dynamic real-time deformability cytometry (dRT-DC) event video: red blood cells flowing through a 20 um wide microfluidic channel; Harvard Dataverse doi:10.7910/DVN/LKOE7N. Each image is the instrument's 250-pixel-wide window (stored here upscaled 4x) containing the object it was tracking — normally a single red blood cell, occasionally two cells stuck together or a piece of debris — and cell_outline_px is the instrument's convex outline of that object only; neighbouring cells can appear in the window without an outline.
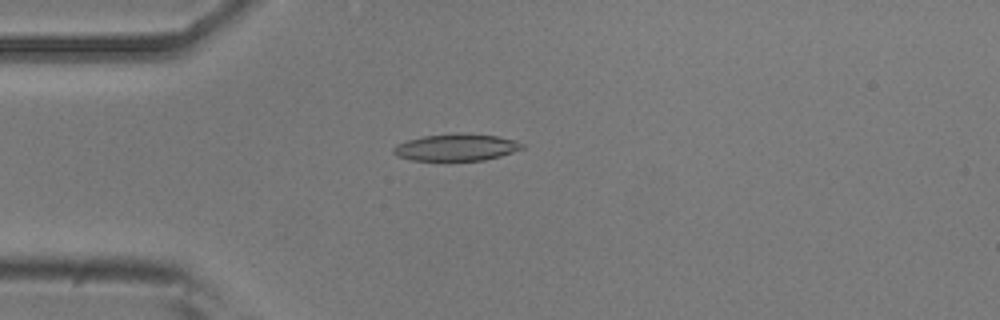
{"species": "common noctule bat (a hibernating species)", "species_latin": "Nyctalus noctula", "temperature_condition": "room temperature", "stored_images_in_passage": 42, "camera_frame_rate_fps": 3000, "um_per_image_px": 0.085, "animal": {"sex": "male", "body_mass_g": 20.5, "forearm_length_mm": 52.5}, "frame": {"image": 1, "passage_image": 4, "time_ms": 1.0, "image_size_px": [1000, 320], "cell_outline_px": [[524, 148], [500, 156], [484, 160], [412, 160], [396, 156], [392, 152], [392, 148], [396, 144], [408, 140], [424, 136], [456, 132], [460, 132], [496, 136], [512, 140], [524, 144]], "centroid_in_image_um": [38.74, 12.51], "position_along_channel_um": 46.3, "area_um2": 20.17}}
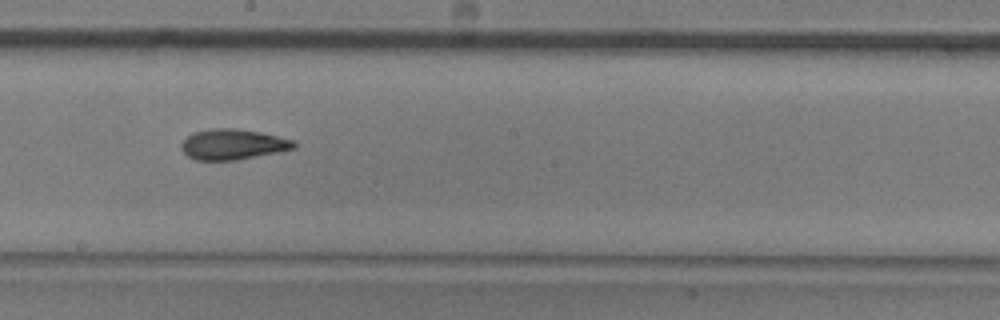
{"frame": {"image": 2, "passage_image": 19, "time_ms": 6.0, "image_size_px": [1000, 320], "cell_outline_px": [[296, 148], [236, 160], [196, 160], [188, 156], [180, 148], [180, 144], [192, 132], [212, 128], [232, 128], [260, 132], [292, 140], [296, 144]], "centroid_in_image_um": [19.74, 12.27], "position_along_channel_um": 228.5, "area_um2": 19.83}}
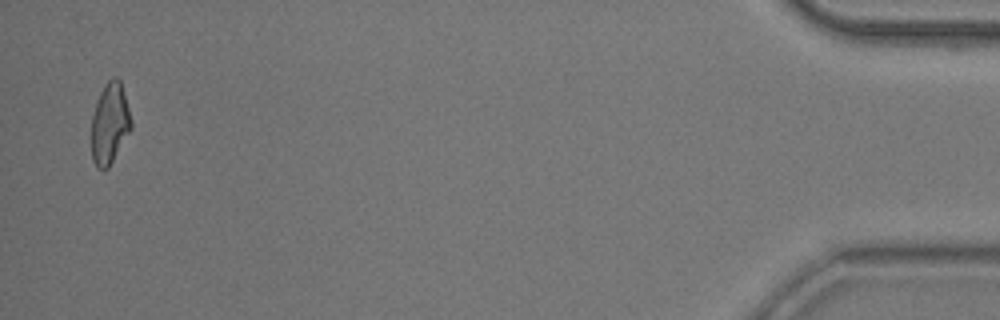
{"frame": {"image": 3, "passage_image": 41, "time_ms": 13.333, "image_size_px": [1000, 320], "cell_outline_px": [[132, 128], [108, 168], [96, 168], [92, 160], [92, 116], [100, 92], [104, 84], [112, 76], [116, 76], [120, 80], [132, 120]], "centroid_in_image_um": [9.33, 10.48], "position_along_channel_um": 425.9, "area_um2": 18.67}, "authors_computed_cell_mechanics": {"area_um2": 19.5364, "velocity_mm_per_s": 3.9137, "shape_relaxation_time_tau1_ms": 6.0442, "shape_relaxation_time_tau2_ms": 3.2609, "deformation_change_tau1": 0.1805, "deformation_change_tau2": 0.1174}}